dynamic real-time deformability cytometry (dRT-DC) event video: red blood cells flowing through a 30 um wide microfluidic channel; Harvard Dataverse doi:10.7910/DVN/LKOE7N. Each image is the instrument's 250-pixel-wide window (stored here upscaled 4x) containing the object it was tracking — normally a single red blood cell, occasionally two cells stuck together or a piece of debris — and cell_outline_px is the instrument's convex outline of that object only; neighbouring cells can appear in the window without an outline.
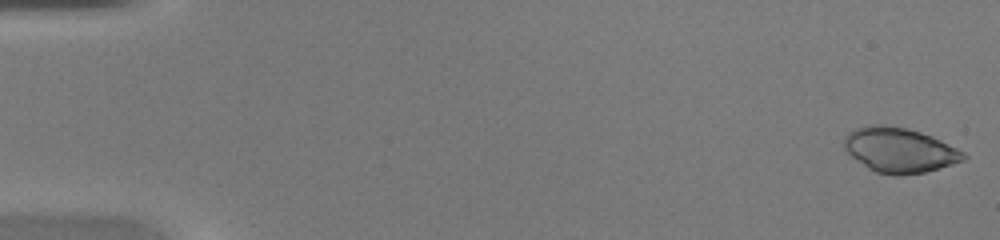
{"species": "common noctule bat (a hibernating species)", "species_latin": "Nyctalus noctula", "temperature_condition": "warm", "stored_images_in_passage": 49, "camera_frame_rate_fps": 3000, "um_per_image_px": 0.085, "animal": {"sex": "female", "body_mass_g": 20.0, "forearm_length_mm": 54.0}, "frame": {"image": 1, "passage_image": 1, "time_ms": 0.0, "image_size_px": [1000, 240], "cell_outline_px": [[968, 156], [964, 160], [952, 164], [924, 172], [900, 176], [896, 176], [876, 172], [868, 168], [852, 156], [844, 148], [844, 136], [848, 132], [856, 128], [872, 124], [880, 124], [904, 128], [920, 132], [932, 136], [964, 152]], "centroid_in_image_um": [76.44, 12.76], "position_along_channel_um": 8.6, "area_um2": 30.98}}
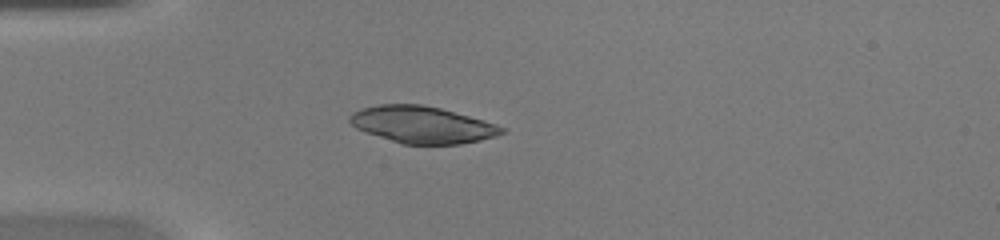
{"frame": {"image": 2, "passage_image": 14, "time_ms": 4.333, "image_size_px": [1000, 240], "cell_outline_px": [[508, 132], [496, 136], [480, 140], [460, 144], [400, 144], [364, 132], [356, 128], [348, 120], [348, 116], [352, 112], [360, 108], [380, 104], [420, 104], [440, 108], [496, 124], [508, 128]], "centroid_in_image_um": [35.87, 10.6], "position_along_channel_um": 49.1, "area_um2": 32.89}}